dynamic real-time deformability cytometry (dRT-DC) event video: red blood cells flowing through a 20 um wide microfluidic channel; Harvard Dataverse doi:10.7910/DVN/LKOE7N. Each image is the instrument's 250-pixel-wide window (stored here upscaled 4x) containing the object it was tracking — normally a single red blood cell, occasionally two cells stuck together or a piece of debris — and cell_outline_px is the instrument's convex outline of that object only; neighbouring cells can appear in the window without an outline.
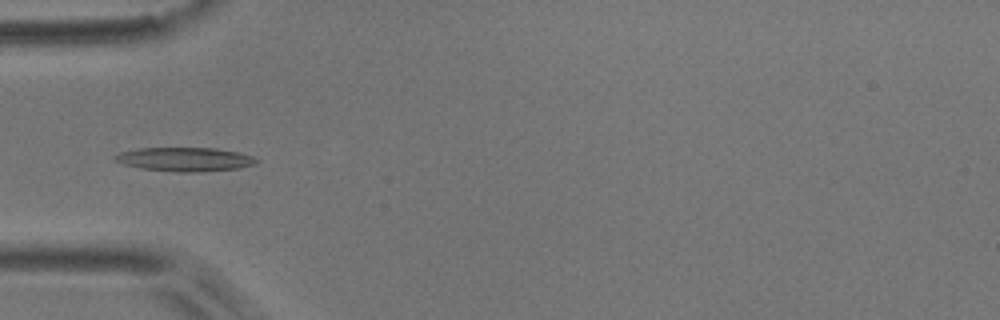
{"species": "common noctule bat (a hibernating species)", "species_latin": "Nyctalus noctula", "temperature_condition": "room temperature", "stored_images_in_passage": 5, "camera_frame_rate_fps": 3000, "um_per_image_px": 0.085, "animal": {"sex": "male", "body_mass_g": 17.9}, "frame": {"image": 1, "passage_image": 4, "time_ms": 1.0, "image_size_px": [1000, 320], "cell_outline_px": [[260, 160], [256, 164], [236, 168], [196, 172], [176, 172], [140, 168], [124, 164], [112, 160], [112, 156], [120, 152], [140, 148], [216, 148], [236, 152], [252, 156]], "centroid_in_image_um": [15.67, 13.54], "position_along_channel_um": 69.3, "area_um2": 19.65}}
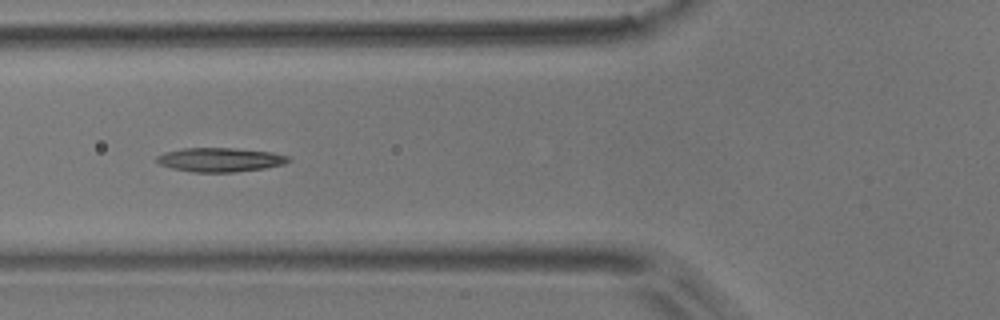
{"frame": {"image": 2, "passage_image": 5, "time_ms": 1.333, "image_size_px": [1000, 320], "cell_outline_px": [[292, 160], [284, 164], [264, 168], [236, 172], [192, 172], [172, 168], [160, 164], [156, 160], [156, 156], [164, 152], [184, 148], [232, 148], [272, 152], [292, 156]], "centroid_in_image_um": [18.74, 13.57], "position_along_channel_um": 107.1, "area_um2": 18.55}}